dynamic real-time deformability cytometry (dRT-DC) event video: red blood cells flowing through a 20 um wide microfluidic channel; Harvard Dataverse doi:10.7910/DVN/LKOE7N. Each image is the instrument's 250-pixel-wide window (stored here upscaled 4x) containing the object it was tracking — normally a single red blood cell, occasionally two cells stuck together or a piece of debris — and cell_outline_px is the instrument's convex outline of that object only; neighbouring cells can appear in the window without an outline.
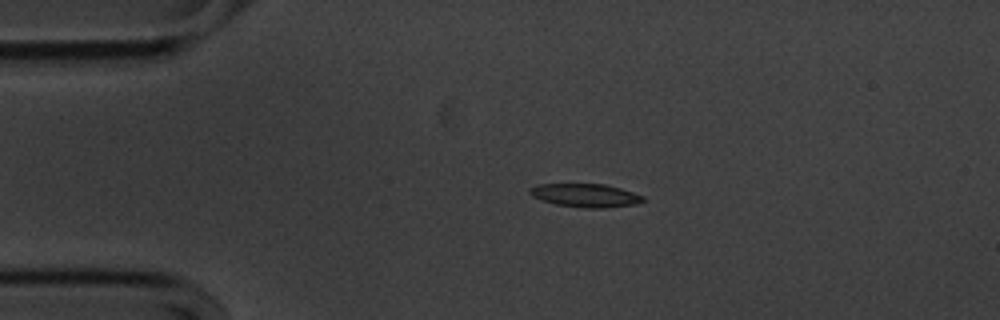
{"species": "common noctule bat (a hibernating species)", "species_latin": "Nyctalus noctula", "temperature_condition": "cold", "stored_images_in_passage": 45, "camera_frame_rate_fps": 3000, "um_per_image_px": 0.085, "animal": {"sex": "male", "body_mass_g": 20.1, "forearm_length_mm": 53.5}, "frame": {"image": 1, "passage_image": 1, "time_ms": 0.0, "image_size_px": [1000, 320], "cell_outline_px": [[644, 200], [636, 204], [604, 208], [588, 208], [556, 204], [532, 196], [528, 192], [528, 188], [536, 184], [604, 184], [620, 188], [644, 196]], "centroid_in_image_um": [49.75, 16.6], "position_along_channel_um": 35.3, "area_um2": 15.32}}
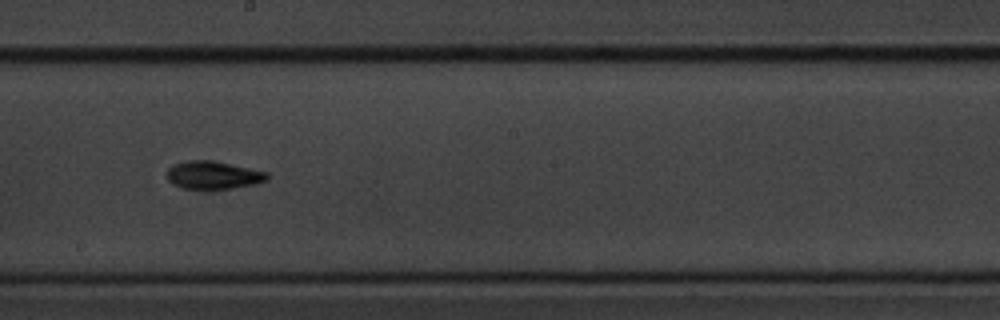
{"frame": {"image": 2, "passage_image": 20, "time_ms": 6.333, "image_size_px": [1000, 320], "cell_outline_px": [[268, 180], [256, 184], [232, 188], [184, 188], [172, 184], [168, 180], [168, 168], [172, 164], [188, 160], [212, 160], [268, 172]], "centroid_in_image_um": [18.13, 14.87], "position_along_channel_um": 230.1, "area_um2": 16.18}}
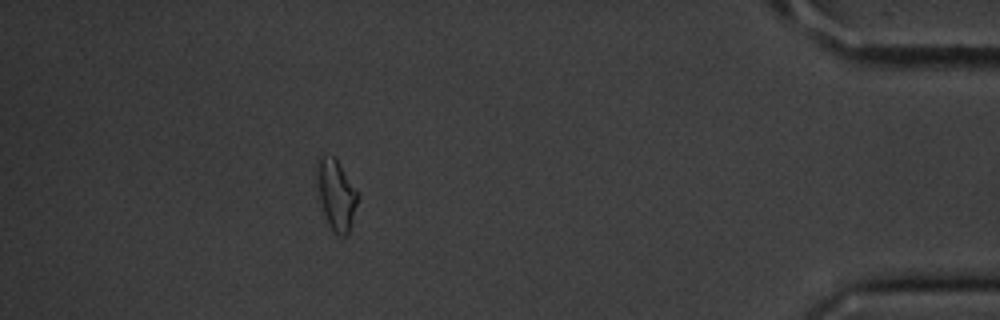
{"frame": {"image": 3, "passage_image": 39, "time_ms": 12.667, "image_size_px": [1000, 320], "cell_outline_px": [[356, 204], [348, 232], [344, 236], [340, 236], [328, 224], [320, 204], [316, 180], [316, 160], [320, 156], [332, 156], [336, 160], [356, 192]], "centroid_in_image_um": [28.49, 16.53], "position_along_channel_um": 406.7, "area_um2": 15.95}, "authors_computed_cell_mechanics": {"area_um2": 15.7216, "velocity_mm_per_s": 3.5986, "shape_relaxation_time_tau1_ms": 3.0966, "shape_relaxation_time_tau2_ms": 6.2407, "deformation_change_tau1": 0.1297, "deformation_change_tau2": 0.1532}}